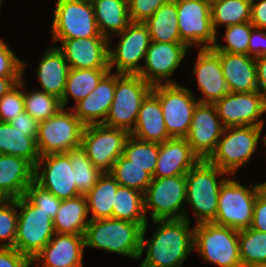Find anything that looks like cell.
Wrapping results in <instances>:
<instances>
[{"label": "cell", "instance_id": "obj_1", "mask_svg": "<svg viewBox=\"0 0 266 267\" xmlns=\"http://www.w3.org/2000/svg\"><path fill=\"white\" fill-rule=\"evenodd\" d=\"M159 225L149 240H145L148 223L143 227L139 258L147 247L140 267H182L184 260L194 250V227L185 218L156 220Z\"/></svg>", "mask_w": 266, "mask_h": 267}, {"label": "cell", "instance_id": "obj_2", "mask_svg": "<svg viewBox=\"0 0 266 267\" xmlns=\"http://www.w3.org/2000/svg\"><path fill=\"white\" fill-rule=\"evenodd\" d=\"M145 225L115 218L90 220L84 233L85 247L99 248L137 259Z\"/></svg>", "mask_w": 266, "mask_h": 267}, {"label": "cell", "instance_id": "obj_3", "mask_svg": "<svg viewBox=\"0 0 266 267\" xmlns=\"http://www.w3.org/2000/svg\"><path fill=\"white\" fill-rule=\"evenodd\" d=\"M228 174L208 160H200L186 174V201L197 216V224L213 222L218 210V197ZM221 177V178H219ZM220 180H219V179Z\"/></svg>", "mask_w": 266, "mask_h": 267}, {"label": "cell", "instance_id": "obj_4", "mask_svg": "<svg viewBox=\"0 0 266 267\" xmlns=\"http://www.w3.org/2000/svg\"><path fill=\"white\" fill-rule=\"evenodd\" d=\"M152 88L153 86L138 74L116 73L114 100L103 124L131 133L142 102Z\"/></svg>", "mask_w": 266, "mask_h": 267}, {"label": "cell", "instance_id": "obj_5", "mask_svg": "<svg viewBox=\"0 0 266 267\" xmlns=\"http://www.w3.org/2000/svg\"><path fill=\"white\" fill-rule=\"evenodd\" d=\"M194 249L205 262L220 267H242L238 230L214 222L194 226Z\"/></svg>", "mask_w": 266, "mask_h": 267}, {"label": "cell", "instance_id": "obj_6", "mask_svg": "<svg viewBox=\"0 0 266 267\" xmlns=\"http://www.w3.org/2000/svg\"><path fill=\"white\" fill-rule=\"evenodd\" d=\"M262 129V126L225 127L223 137L221 136L215 151L207 160L229 176H234L237 169L255 153Z\"/></svg>", "mask_w": 266, "mask_h": 267}, {"label": "cell", "instance_id": "obj_7", "mask_svg": "<svg viewBox=\"0 0 266 267\" xmlns=\"http://www.w3.org/2000/svg\"><path fill=\"white\" fill-rule=\"evenodd\" d=\"M262 185L246 187L227 178L221 185L218 210L214 223L236 230L249 228L253 220V208Z\"/></svg>", "mask_w": 266, "mask_h": 267}, {"label": "cell", "instance_id": "obj_8", "mask_svg": "<svg viewBox=\"0 0 266 267\" xmlns=\"http://www.w3.org/2000/svg\"><path fill=\"white\" fill-rule=\"evenodd\" d=\"M184 201H186V175L153 178L144 192L146 217L151 210L152 221L181 218L190 221L188 212L185 208H181Z\"/></svg>", "mask_w": 266, "mask_h": 267}, {"label": "cell", "instance_id": "obj_9", "mask_svg": "<svg viewBox=\"0 0 266 267\" xmlns=\"http://www.w3.org/2000/svg\"><path fill=\"white\" fill-rule=\"evenodd\" d=\"M18 226L14 248L31 260L55 234L53 219L25 195L18 198Z\"/></svg>", "mask_w": 266, "mask_h": 267}, {"label": "cell", "instance_id": "obj_10", "mask_svg": "<svg viewBox=\"0 0 266 267\" xmlns=\"http://www.w3.org/2000/svg\"><path fill=\"white\" fill-rule=\"evenodd\" d=\"M84 127L73 110L67 112L65 108L40 122L36 138L40 156L68 153L80 147Z\"/></svg>", "mask_w": 266, "mask_h": 267}, {"label": "cell", "instance_id": "obj_11", "mask_svg": "<svg viewBox=\"0 0 266 267\" xmlns=\"http://www.w3.org/2000/svg\"><path fill=\"white\" fill-rule=\"evenodd\" d=\"M163 111L166 131L171 138H185L199 101L180 84H159L152 88Z\"/></svg>", "mask_w": 266, "mask_h": 267}, {"label": "cell", "instance_id": "obj_12", "mask_svg": "<svg viewBox=\"0 0 266 267\" xmlns=\"http://www.w3.org/2000/svg\"><path fill=\"white\" fill-rule=\"evenodd\" d=\"M130 136L126 130L104 124L86 125L83 129L81 147L95 167L103 173L109 172L123 154Z\"/></svg>", "mask_w": 266, "mask_h": 267}, {"label": "cell", "instance_id": "obj_13", "mask_svg": "<svg viewBox=\"0 0 266 267\" xmlns=\"http://www.w3.org/2000/svg\"><path fill=\"white\" fill-rule=\"evenodd\" d=\"M53 12L52 39L105 37L99 32L92 3L57 0Z\"/></svg>", "mask_w": 266, "mask_h": 267}, {"label": "cell", "instance_id": "obj_14", "mask_svg": "<svg viewBox=\"0 0 266 267\" xmlns=\"http://www.w3.org/2000/svg\"><path fill=\"white\" fill-rule=\"evenodd\" d=\"M175 2L182 42L188 48L200 43H205L200 48H213L217 42V32L212 25L210 3L207 0H175Z\"/></svg>", "mask_w": 266, "mask_h": 267}, {"label": "cell", "instance_id": "obj_15", "mask_svg": "<svg viewBox=\"0 0 266 267\" xmlns=\"http://www.w3.org/2000/svg\"><path fill=\"white\" fill-rule=\"evenodd\" d=\"M214 105L224 127L264 125V121L259 118L266 113V100L259 90L229 92Z\"/></svg>", "mask_w": 266, "mask_h": 267}, {"label": "cell", "instance_id": "obj_16", "mask_svg": "<svg viewBox=\"0 0 266 267\" xmlns=\"http://www.w3.org/2000/svg\"><path fill=\"white\" fill-rule=\"evenodd\" d=\"M121 35L118 46L112 51L109 46V69L116 66V73L137 74L143 65L139 62L145 59L151 43L147 26L142 22H131Z\"/></svg>", "mask_w": 266, "mask_h": 267}, {"label": "cell", "instance_id": "obj_17", "mask_svg": "<svg viewBox=\"0 0 266 267\" xmlns=\"http://www.w3.org/2000/svg\"><path fill=\"white\" fill-rule=\"evenodd\" d=\"M34 181L60 200L81 195L76 186L68 153L40 156L35 166Z\"/></svg>", "mask_w": 266, "mask_h": 267}, {"label": "cell", "instance_id": "obj_18", "mask_svg": "<svg viewBox=\"0 0 266 267\" xmlns=\"http://www.w3.org/2000/svg\"><path fill=\"white\" fill-rule=\"evenodd\" d=\"M188 47L183 42L159 43L151 41L145 55L144 67L137 73L151 86L177 84L170 79L173 72L179 68L187 54Z\"/></svg>", "mask_w": 266, "mask_h": 267}, {"label": "cell", "instance_id": "obj_19", "mask_svg": "<svg viewBox=\"0 0 266 267\" xmlns=\"http://www.w3.org/2000/svg\"><path fill=\"white\" fill-rule=\"evenodd\" d=\"M224 128L214 104L198 103L185 139L200 160H207L215 151Z\"/></svg>", "mask_w": 266, "mask_h": 267}, {"label": "cell", "instance_id": "obj_20", "mask_svg": "<svg viewBox=\"0 0 266 267\" xmlns=\"http://www.w3.org/2000/svg\"><path fill=\"white\" fill-rule=\"evenodd\" d=\"M61 41L57 48L63 53L69 68L109 69V43L107 37H88L80 39H52Z\"/></svg>", "mask_w": 266, "mask_h": 267}, {"label": "cell", "instance_id": "obj_21", "mask_svg": "<svg viewBox=\"0 0 266 267\" xmlns=\"http://www.w3.org/2000/svg\"><path fill=\"white\" fill-rule=\"evenodd\" d=\"M196 61L193 74L203 93L199 103L214 104L229 93L221 67L220 52L214 48H200Z\"/></svg>", "mask_w": 266, "mask_h": 267}, {"label": "cell", "instance_id": "obj_22", "mask_svg": "<svg viewBox=\"0 0 266 267\" xmlns=\"http://www.w3.org/2000/svg\"><path fill=\"white\" fill-rule=\"evenodd\" d=\"M84 235L55 233L32 258L42 267H83Z\"/></svg>", "mask_w": 266, "mask_h": 267}, {"label": "cell", "instance_id": "obj_23", "mask_svg": "<svg viewBox=\"0 0 266 267\" xmlns=\"http://www.w3.org/2000/svg\"><path fill=\"white\" fill-rule=\"evenodd\" d=\"M200 158L192 151L185 138H169L159 143V154L153 178L186 175Z\"/></svg>", "mask_w": 266, "mask_h": 267}, {"label": "cell", "instance_id": "obj_24", "mask_svg": "<svg viewBox=\"0 0 266 267\" xmlns=\"http://www.w3.org/2000/svg\"><path fill=\"white\" fill-rule=\"evenodd\" d=\"M115 87L116 72H109L94 91L77 102L71 110L85 126L103 124L114 100Z\"/></svg>", "mask_w": 266, "mask_h": 267}, {"label": "cell", "instance_id": "obj_25", "mask_svg": "<svg viewBox=\"0 0 266 267\" xmlns=\"http://www.w3.org/2000/svg\"><path fill=\"white\" fill-rule=\"evenodd\" d=\"M35 167L24 158L0 154V194L4 199H18L25 195L34 181Z\"/></svg>", "mask_w": 266, "mask_h": 267}, {"label": "cell", "instance_id": "obj_26", "mask_svg": "<svg viewBox=\"0 0 266 267\" xmlns=\"http://www.w3.org/2000/svg\"><path fill=\"white\" fill-rule=\"evenodd\" d=\"M223 76L229 92L258 91L256 58L244 54L220 52Z\"/></svg>", "mask_w": 266, "mask_h": 267}, {"label": "cell", "instance_id": "obj_27", "mask_svg": "<svg viewBox=\"0 0 266 267\" xmlns=\"http://www.w3.org/2000/svg\"><path fill=\"white\" fill-rule=\"evenodd\" d=\"M130 135L142 141L157 143L171 138L166 131L160 101L152 91L143 100Z\"/></svg>", "mask_w": 266, "mask_h": 267}, {"label": "cell", "instance_id": "obj_28", "mask_svg": "<svg viewBox=\"0 0 266 267\" xmlns=\"http://www.w3.org/2000/svg\"><path fill=\"white\" fill-rule=\"evenodd\" d=\"M69 69L63 53L56 46L49 47V49L45 50L42 59H40L36 71L41 90L61 100Z\"/></svg>", "mask_w": 266, "mask_h": 267}, {"label": "cell", "instance_id": "obj_29", "mask_svg": "<svg viewBox=\"0 0 266 267\" xmlns=\"http://www.w3.org/2000/svg\"><path fill=\"white\" fill-rule=\"evenodd\" d=\"M85 195L62 200L53 219L55 233L84 235L90 222Z\"/></svg>", "mask_w": 266, "mask_h": 267}, {"label": "cell", "instance_id": "obj_30", "mask_svg": "<svg viewBox=\"0 0 266 267\" xmlns=\"http://www.w3.org/2000/svg\"><path fill=\"white\" fill-rule=\"evenodd\" d=\"M92 6L99 32L108 39V33L118 34L131 23L128 0H93Z\"/></svg>", "mask_w": 266, "mask_h": 267}, {"label": "cell", "instance_id": "obj_31", "mask_svg": "<svg viewBox=\"0 0 266 267\" xmlns=\"http://www.w3.org/2000/svg\"><path fill=\"white\" fill-rule=\"evenodd\" d=\"M0 154L24 158L34 167L40 158L36 139L28 136V131H20L9 122H0Z\"/></svg>", "mask_w": 266, "mask_h": 267}, {"label": "cell", "instance_id": "obj_32", "mask_svg": "<svg viewBox=\"0 0 266 267\" xmlns=\"http://www.w3.org/2000/svg\"><path fill=\"white\" fill-rule=\"evenodd\" d=\"M178 16L175 0L161 5L153 15L144 22L151 41L159 43L182 42L178 30Z\"/></svg>", "mask_w": 266, "mask_h": 267}, {"label": "cell", "instance_id": "obj_33", "mask_svg": "<svg viewBox=\"0 0 266 267\" xmlns=\"http://www.w3.org/2000/svg\"><path fill=\"white\" fill-rule=\"evenodd\" d=\"M118 186V182L109 172L99 177L96 185L85 195L88 211L92 213L90 220L112 218Z\"/></svg>", "mask_w": 266, "mask_h": 267}, {"label": "cell", "instance_id": "obj_34", "mask_svg": "<svg viewBox=\"0 0 266 267\" xmlns=\"http://www.w3.org/2000/svg\"><path fill=\"white\" fill-rule=\"evenodd\" d=\"M110 72V69H75L70 68L67 74L65 90L61 99L62 107L68 103L69 96L75 104L86 98L98 86L100 81Z\"/></svg>", "mask_w": 266, "mask_h": 267}, {"label": "cell", "instance_id": "obj_35", "mask_svg": "<svg viewBox=\"0 0 266 267\" xmlns=\"http://www.w3.org/2000/svg\"><path fill=\"white\" fill-rule=\"evenodd\" d=\"M112 218L147 224L144 194L135 189L119 185L113 203Z\"/></svg>", "mask_w": 266, "mask_h": 267}, {"label": "cell", "instance_id": "obj_36", "mask_svg": "<svg viewBox=\"0 0 266 267\" xmlns=\"http://www.w3.org/2000/svg\"><path fill=\"white\" fill-rule=\"evenodd\" d=\"M252 0H217L210 4L214 31L219 25L226 27L251 21Z\"/></svg>", "mask_w": 266, "mask_h": 267}, {"label": "cell", "instance_id": "obj_37", "mask_svg": "<svg viewBox=\"0 0 266 267\" xmlns=\"http://www.w3.org/2000/svg\"><path fill=\"white\" fill-rule=\"evenodd\" d=\"M242 267L266 264V232L252 228L238 230Z\"/></svg>", "mask_w": 266, "mask_h": 267}, {"label": "cell", "instance_id": "obj_38", "mask_svg": "<svg viewBox=\"0 0 266 267\" xmlns=\"http://www.w3.org/2000/svg\"><path fill=\"white\" fill-rule=\"evenodd\" d=\"M109 173L119 185L135 189L143 194L153 179L149 172L143 167L131 164V161L123 154L114 163Z\"/></svg>", "mask_w": 266, "mask_h": 267}, {"label": "cell", "instance_id": "obj_39", "mask_svg": "<svg viewBox=\"0 0 266 267\" xmlns=\"http://www.w3.org/2000/svg\"><path fill=\"white\" fill-rule=\"evenodd\" d=\"M68 154L78 192L86 195L96 185L103 172L93 165L81 146L71 149Z\"/></svg>", "mask_w": 266, "mask_h": 267}, {"label": "cell", "instance_id": "obj_40", "mask_svg": "<svg viewBox=\"0 0 266 267\" xmlns=\"http://www.w3.org/2000/svg\"><path fill=\"white\" fill-rule=\"evenodd\" d=\"M159 143L139 140L130 135L125 143L123 155L131 164L143 167L152 176L157 165Z\"/></svg>", "mask_w": 266, "mask_h": 267}, {"label": "cell", "instance_id": "obj_41", "mask_svg": "<svg viewBox=\"0 0 266 267\" xmlns=\"http://www.w3.org/2000/svg\"><path fill=\"white\" fill-rule=\"evenodd\" d=\"M25 111L39 123L57 114L63 107L61 100L42 90L24 92Z\"/></svg>", "mask_w": 266, "mask_h": 267}, {"label": "cell", "instance_id": "obj_42", "mask_svg": "<svg viewBox=\"0 0 266 267\" xmlns=\"http://www.w3.org/2000/svg\"><path fill=\"white\" fill-rule=\"evenodd\" d=\"M253 28L250 22L228 26L223 36L227 44L220 45L216 42L213 48L217 52L248 55V43Z\"/></svg>", "mask_w": 266, "mask_h": 267}, {"label": "cell", "instance_id": "obj_43", "mask_svg": "<svg viewBox=\"0 0 266 267\" xmlns=\"http://www.w3.org/2000/svg\"><path fill=\"white\" fill-rule=\"evenodd\" d=\"M18 199H4L0 203V247H14L18 226Z\"/></svg>", "mask_w": 266, "mask_h": 267}, {"label": "cell", "instance_id": "obj_44", "mask_svg": "<svg viewBox=\"0 0 266 267\" xmlns=\"http://www.w3.org/2000/svg\"><path fill=\"white\" fill-rule=\"evenodd\" d=\"M23 84L22 79L0 99V122H9L25 111Z\"/></svg>", "mask_w": 266, "mask_h": 267}, {"label": "cell", "instance_id": "obj_45", "mask_svg": "<svg viewBox=\"0 0 266 267\" xmlns=\"http://www.w3.org/2000/svg\"><path fill=\"white\" fill-rule=\"evenodd\" d=\"M25 196L52 219L56 216L62 201L35 181L27 187Z\"/></svg>", "mask_w": 266, "mask_h": 267}, {"label": "cell", "instance_id": "obj_46", "mask_svg": "<svg viewBox=\"0 0 266 267\" xmlns=\"http://www.w3.org/2000/svg\"><path fill=\"white\" fill-rule=\"evenodd\" d=\"M25 64L9 48L4 40L0 39V77L22 78Z\"/></svg>", "mask_w": 266, "mask_h": 267}, {"label": "cell", "instance_id": "obj_47", "mask_svg": "<svg viewBox=\"0 0 266 267\" xmlns=\"http://www.w3.org/2000/svg\"><path fill=\"white\" fill-rule=\"evenodd\" d=\"M168 1L170 0H128L131 22L144 23L161 5Z\"/></svg>", "mask_w": 266, "mask_h": 267}, {"label": "cell", "instance_id": "obj_48", "mask_svg": "<svg viewBox=\"0 0 266 267\" xmlns=\"http://www.w3.org/2000/svg\"><path fill=\"white\" fill-rule=\"evenodd\" d=\"M31 259L14 247H0V267H29Z\"/></svg>", "mask_w": 266, "mask_h": 267}, {"label": "cell", "instance_id": "obj_49", "mask_svg": "<svg viewBox=\"0 0 266 267\" xmlns=\"http://www.w3.org/2000/svg\"><path fill=\"white\" fill-rule=\"evenodd\" d=\"M250 228L266 232V193L263 190L258 193L255 200Z\"/></svg>", "mask_w": 266, "mask_h": 267}, {"label": "cell", "instance_id": "obj_50", "mask_svg": "<svg viewBox=\"0 0 266 267\" xmlns=\"http://www.w3.org/2000/svg\"><path fill=\"white\" fill-rule=\"evenodd\" d=\"M9 123L20 131H28V136L34 139L37 138L39 122L26 111L18 114L15 118L11 119Z\"/></svg>", "mask_w": 266, "mask_h": 267}, {"label": "cell", "instance_id": "obj_51", "mask_svg": "<svg viewBox=\"0 0 266 267\" xmlns=\"http://www.w3.org/2000/svg\"><path fill=\"white\" fill-rule=\"evenodd\" d=\"M255 29V30H254ZM253 28L248 43V55L254 58L266 56V32Z\"/></svg>", "mask_w": 266, "mask_h": 267}, {"label": "cell", "instance_id": "obj_52", "mask_svg": "<svg viewBox=\"0 0 266 267\" xmlns=\"http://www.w3.org/2000/svg\"><path fill=\"white\" fill-rule=\"evenodd\" d=\"M254 28L266 30V0L251 2V21Z\"/></svg>", "mask_w": 266, "mask_h": 267}, {"label": "cell", "instance_id": "obj_53", "mask_svg": "<svg viewBox=\"0 0 266 267\" xmlns=\"http://www.w3.org/2000/svg\"><path fill=\"white\" fill-rule=\"evenodd\" d=\"M256 69L258 88L266 100V56L256 58Z\"/></svg>", "mask_w": 266, "mask_h": 267}, {"label": "cell", "instance_id": "obj_54", "mask_svg": "<svg viewBox=\"0 0 266 267\" xmlns=\"http://www.w3.org/2000/svg\"><path fill=\"white\" fill-rule=\"evenodd\" d=\"M22 78H1L0 77V99L11 90Z\"/></svg>", "mask_w": 266, "mask_h": 267}, {"label": "cell", "instance_id": "obj_55", "mask_svg": "<svg viewBox=\"0 0 266 267\" xmlns=\"http://www.w3.org/2000/svg\"><path fill=\"white\" fill-rule=\"evenodd\" d=\"M262 190L266 193V182L262 183Z\"/></svg>", "mask_w": 266, "mask_h": 267}, {"label": "cell", "instance_id": "obj_56", "mask_svg": "<svg viewBox=\"0 0 266 267\" xmlns=\"http://www.w3.org/2000/svg\"><path fill=\"white\" fill-rule=\"evenodd\" d=\"M72 1H81V2H88V3H92L93 0H72Z\"/></svg>", "mask_w": 266, "mask_h": 267}, {"label": "cell", "instance_id": "obj_57", "mask_svg": "<svg viewBox=\"0 0 266 267\" xmlns=\"http://www.w3.org/2000/svg\"><path fill=\"white\" fill-rule=\"evenodd\" d=\"M262 142H263V144L266 146V135L264 136Z\"/></svg>", "mask_w": 266, "mask_h": 267}, {"label": "cell", "instance_id": "obj_58", "mask_svg": "<svg viewBox=\"0 0 266 267\" xmlns=\"http://www.w3.org/2000/svg\"><path fill=\"white\" fill-rule=\"evenodd\" d=\"M4 200L3 196L0 194V203Z\"/></svg>", "mask_w": 266, "mask_h": 267}, {"label": "cell", "instance_id": "obj_59", "mask_svg": "<svg viewBox=\"0 0 266 267\" xmlns=\"http://www.w3.org/2000/svg\"><path fill=\"white\" fill-rule=\"evenodd\" d=\"M252 267H266V264L265 265L252 266Z\"/></svg>", "mask_w": 266, "mask_h": 267}, {"label": "cell", "instance_id": "obj_60", "mask_svg": "<svg viewBox=\"0 0 266 267\" xmlns=\"http://www.w3.org/2000/svg\"><path fill=\"white\" fill-rule=\"evenodd\" d=\"M210 4L217 0H207Z\"/></svg>", "mask_w": 266, "mask_h": 267}]
</instances>
